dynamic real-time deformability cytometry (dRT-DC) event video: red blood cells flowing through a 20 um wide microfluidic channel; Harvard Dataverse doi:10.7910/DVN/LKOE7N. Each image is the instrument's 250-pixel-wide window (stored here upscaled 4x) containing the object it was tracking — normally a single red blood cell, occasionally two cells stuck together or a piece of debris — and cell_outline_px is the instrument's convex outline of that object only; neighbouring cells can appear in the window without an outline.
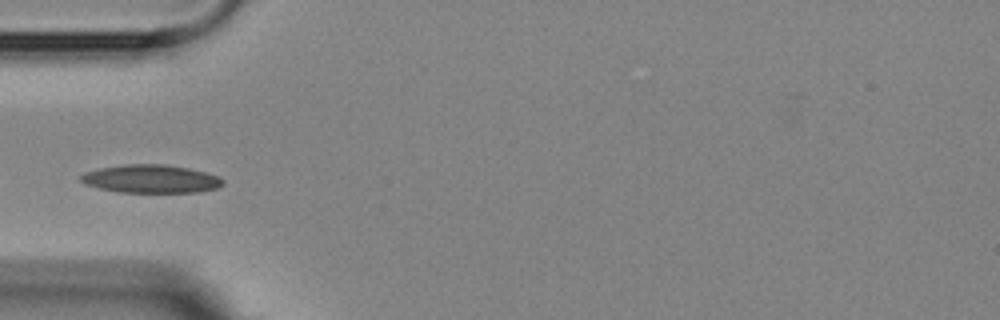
{"species": "Egyptian fruit bat (a non-hibernating species)", "species_latin": "Rousettus aegyptiacus", "temperature_condition": "room temperature", "stored_images_in_passage": 6, "camera_frame_rate_fps": 3000, "um_per_image_px": 0.085, "animal": {"sex": "female"}, "frame": {"image": 1, "passage_image": 6, "time_ms": 5.667, "image_size_px": [1000, 320], "cell_outline_px": [[224, 184], [216, 188], [200, 192], [116, 192], [84, 184], [80, 180], [80, 176], [84, 172], [100, 168], [124, 164], [164, 164], [188, 168], [204, 172], [216, 176], [224, 180]], "centroid_in_image_um": [12.8, 15.2], "position_along_channel_um": 72.2, "area_um2": 23.29}}